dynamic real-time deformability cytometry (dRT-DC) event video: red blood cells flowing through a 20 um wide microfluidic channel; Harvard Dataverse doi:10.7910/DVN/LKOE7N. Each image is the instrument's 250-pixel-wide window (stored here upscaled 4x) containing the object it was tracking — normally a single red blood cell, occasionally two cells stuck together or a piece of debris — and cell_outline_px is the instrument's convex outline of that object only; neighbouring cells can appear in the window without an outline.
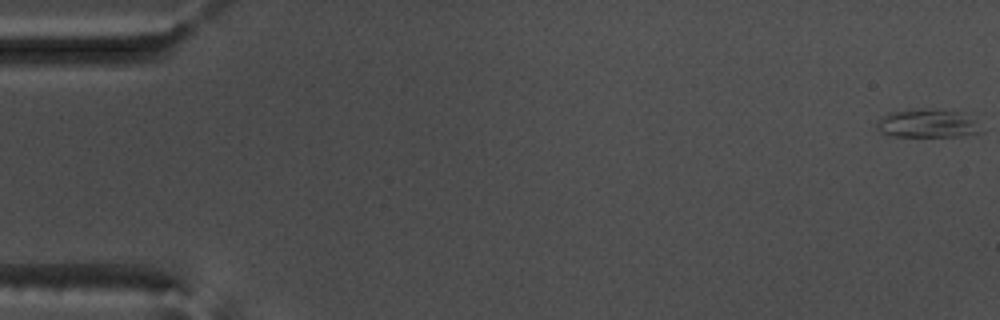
{"species": "common noctule bat (a hibernating species)", "species_latin": "Nyctalus noctula", "temperature_condition": "warm", "stored_images_in_passage": 56, "camera_frame_rate_fps": 3000, "um_per_image_px": 0.085, "animal": {"sex": "male", "body_mass_g": 17.5, "forearm_length_mm": 52.3}, "frame": {"image": 1, "passage_image": 1, "time_ms": 0.0, "image_size_px": [1000, 320], "cell_outline_px": [[984, 132], [964, 136], [892, 136], [880, 132], [876, 128], [876, 124], [888, 112], [912, 108], [928, 108], [960, 112], [972, 120]], "centroid_in_image_um": [78.79, 10.49], "position_along_channel_um": 6.2, "area_um2": 17.28}}
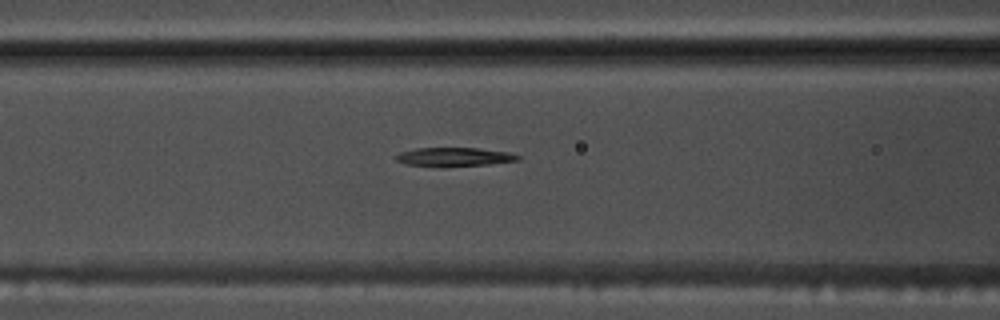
{"frame": {"image": 2, "passage_image": 24, "time_ms": 7.667, "image_size_px": [1000, 320], "cell_outline_px": [[520, 160], [488, 164], [408, 164], [396, 160], [396, 156], [400, 152], [416, 148], [476, 148], [508, 152], [520, 156]], "centroid_in_image_um": [38.66, 13.29], "position_along_channel_um": 127.9, "area_um2": 12.31}}
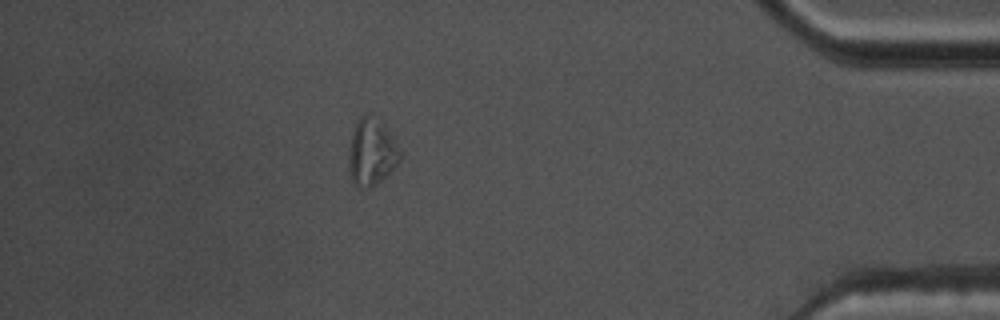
{"frame": {"image": 3, "passage_image": 50, "time_ms": 16.333, "image_size_px": [1000, 320], "cell_outline_px": [[400, 160], [376, 184], [368, 188], [356, 184], [352, 180], [348, 168], [348, 148], [352, 132], [360, 116], [364, 112], [368, 112], [384, 124], [400, 148]], "centroid_in_image_um": [31.56, 12.87], "position_along_channel_um": 403.6, "area_um2": 19.88}, "authors_computed_cell_mechanics": {"area_um2": 14.8835, "velocity_mm_per_s": 3.6972, "shape_relaxation_time_tau1_ms": 10.9539, "shape_relaxation_time_tau2_ms": null, "deformation_change_tau1": 0.3175, "deformation_change_tau2": null}}